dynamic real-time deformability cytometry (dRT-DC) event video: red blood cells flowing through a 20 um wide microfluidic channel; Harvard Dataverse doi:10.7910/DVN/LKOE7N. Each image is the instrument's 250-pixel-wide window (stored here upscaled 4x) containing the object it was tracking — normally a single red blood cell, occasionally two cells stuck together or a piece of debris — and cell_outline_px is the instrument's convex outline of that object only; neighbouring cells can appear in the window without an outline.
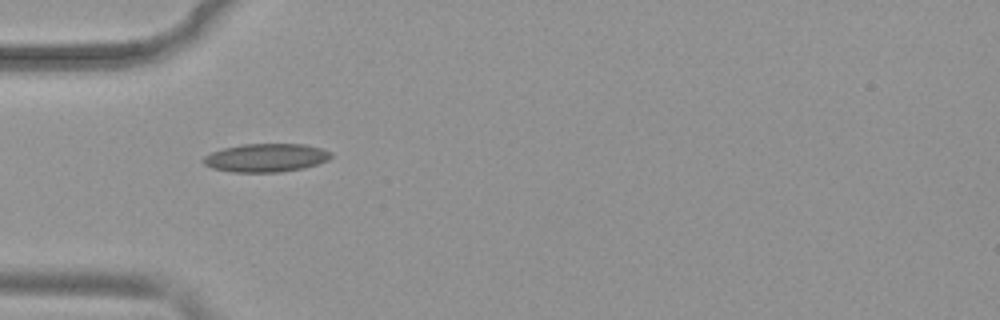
{"species": "common noctule bat (a hibernating species)", "species_latin": "Nyctalus noctula", "temperature_condition": "warm", "stored_images_in_passage": 37, "camera_frame_rate_fps": 3000, "um_per_image_px": 0.085, "animal": {"sex": "female", "body_mass_g": 19.9}, "frame": {"image": 1, "passage_image": 1, "time_ms": 0.0, "image_size_px": [1000, 320], "cell_outline_px": [[332, 156], [328, 160], [304, 168], [280, 172], [232, 172], [212, 168], [204, 164], [200, 160], [204, 156], [212, 152], [224, 148], [244, 144], [304, 144], [320, 148], [332, 152]], "centroid_in_image_um": [22.6, 13.41], "position_along_channel_um": 62.4, "area_um2": 21.1}}
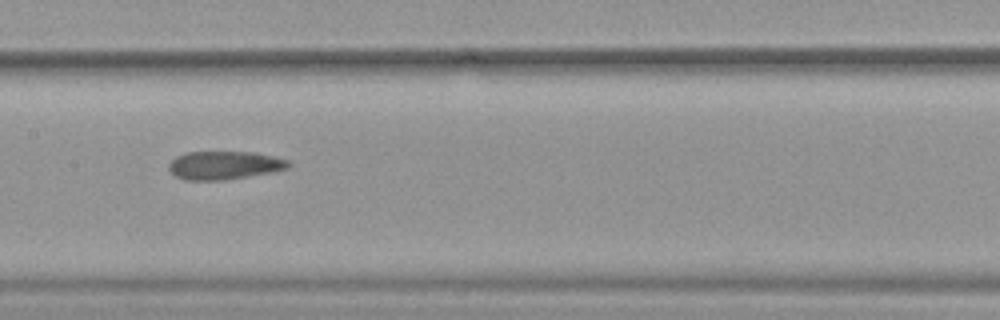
{"frame": {"image": 2, "passage_image": 11, "time_ms": 3.333, "image_size_px": [1000, 320], "cell_outline_px": [[292, 164], [288, 168], [276, 172], [224, 180], [184, 180], [176, 176], [168, 168], [168, 164], [176, 156], [184, 152], [256, 152], [288, 160]], "centroid_in_image_um": [19.09, 14.05], "position_along_channel_um": 188.3, "area_um2": 19.94}}
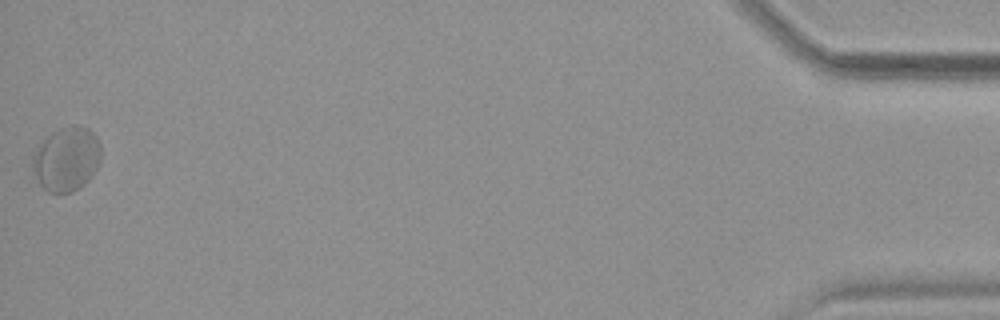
{"frame": {"image": 3, "passage_image": 37, "time_ms": 12.0, "image_size_px": [1000, 320], "cell_outline_px": [[100, 164], [92, 176], [84, 184], [72, 192], [60, 196], [48, 192], [40, 184], [32, 168], [32, 156], [40, 144], [52, 132], [60, 128], [72, 124], [88, 128], [96, 136], [100, 144]], "centroid_in_image_um": [5.66, 13.55], "position_along_channel_um": 429.5, "area_um2": 25.89}, "authors_computed_cell_mechanics": {"area_um2": 20.7502, "velocity_mm_per_s": 3.8436, "shape_relaxation_time_tau1_ms": null, "shape_relaxation_time_tau2_ms": 2.1272, "deformation_change_tau1": null, "deformation_change_tau2": 0.08}}